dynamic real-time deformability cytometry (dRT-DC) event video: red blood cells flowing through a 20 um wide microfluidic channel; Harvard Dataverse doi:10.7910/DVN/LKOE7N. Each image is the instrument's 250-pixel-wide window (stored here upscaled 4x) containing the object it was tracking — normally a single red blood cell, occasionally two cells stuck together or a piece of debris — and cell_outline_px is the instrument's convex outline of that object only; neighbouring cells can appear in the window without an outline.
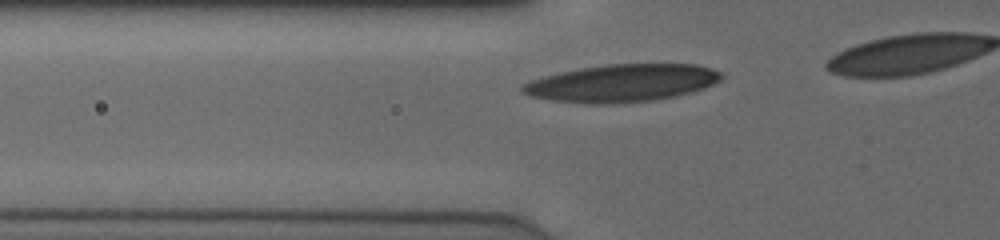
{"species": "human", "species_latin": "Homo sapiens", "temperature_condition": "cold", "stored_images_in_passage": 10, "camera_frame_rate_fps": 3000, "um_per_image_px": 0.085, "donor": {"sex": "male"}, "frame": {"image": 1, "passage_image": 4, "time_ms": 1.0, "image_size_px": [1000, 240], "cell_outline_px": [[724, 76], [720, 80], [704, 88], [692, 92], [676, 96], [652, 100], [608, 104], [588, 104], [552, 100], [532, 96], [520, 92], [520, 84], [544, 76], [560, 72], [580, 68], [608, 64], [696, 64], [720, 72]], "centroid_in_image_um": [52.83, 7.06], "position_along_channel_um": 73.0, "area_um2": 43.41}}
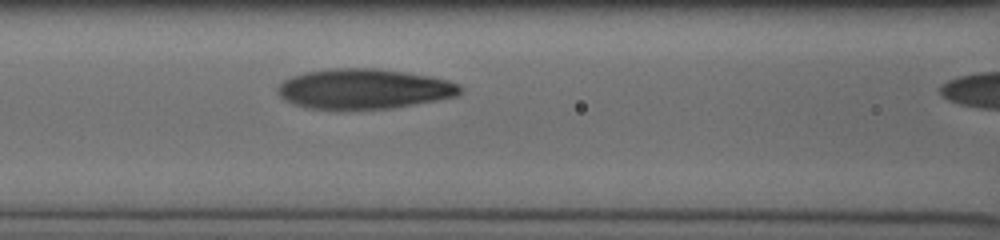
{"frame": {"image": 2, "passage_image": 9, "time_ms": 2.667, "image_size_px": [1000, 240], "cell_outline_px": [[464, 88], [456, 96], [436, 100], [392, 108], [308, 108], [284, 100], [280, 96], [276, 88], [284, 80], [292, 76], [304, 72], [328, 68], [376, 68], [432, 76], [448, 80], [460, 84]], "centroid_in_image_um": [30.95, 7.53], "position_along_channel_um": 135.7, "area_um2": 42.37}}